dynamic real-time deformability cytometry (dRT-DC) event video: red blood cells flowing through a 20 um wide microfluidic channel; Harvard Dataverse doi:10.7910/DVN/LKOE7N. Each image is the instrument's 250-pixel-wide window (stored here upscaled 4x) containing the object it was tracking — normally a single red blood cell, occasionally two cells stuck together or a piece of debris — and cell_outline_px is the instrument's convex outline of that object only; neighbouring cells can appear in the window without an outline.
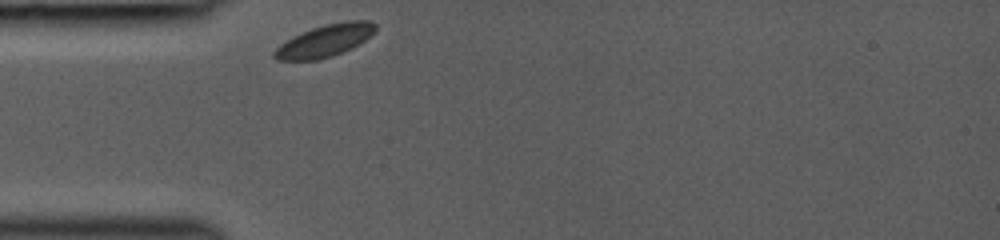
{"species": "common noctule bat (a hibernating species)", "species_latin": "Nyctalus noctula", "temperature_condition": "room temperature", "stored_images_in_passage": 59, "camera_frame_rate_fps": 3000, "um_per_image_px": 0.085, "animal": {"sex": "female", "body_mass_g": 19.0, "forearm_length_mm": 53.3}, "frame": {"image": 1, "passage_image": 1, "time_ms": 0.0, "image_size_px": [1000, 240], "cell_outline_px": [[376, 28], [364, 40], [352, 48], [332, 56], [316, 60], [276, 60], [272, 56], [272, 52], [280, 44], [292, 36], [312, 28], [324, 24], [344, 20], [368, 20], [376, 24]], "centroid_in_image_um": [27.57, 3.45], "position_along_channel_um": 57.4, "area_um2": 18.96}}
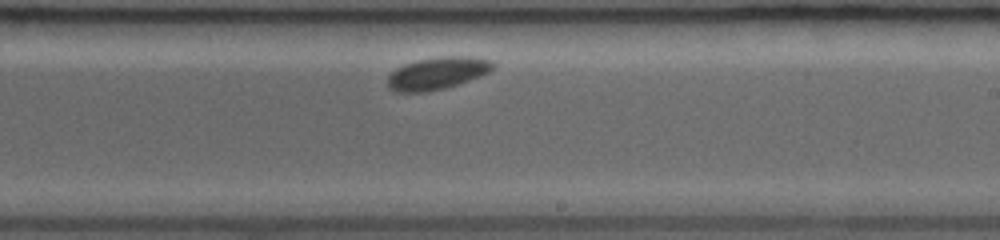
{"frame": {"image": 2, "passage_image": 38, "time_ms": 5.0, "image_size_px": [1000, 240], "cell_outline_px": [[496, 64], [488, 72], [480, 76], [460, 84], [428, 92], [396, 92], [388, 88], [388, 76], [396, 68], [404, 64], [416, 60], [444, 56], [472, 56], [492, 60]], "centroid_in_image_um": [37.18, 6.22], "position_along_channel_um": 251.8, "area_um2": 20.0}}
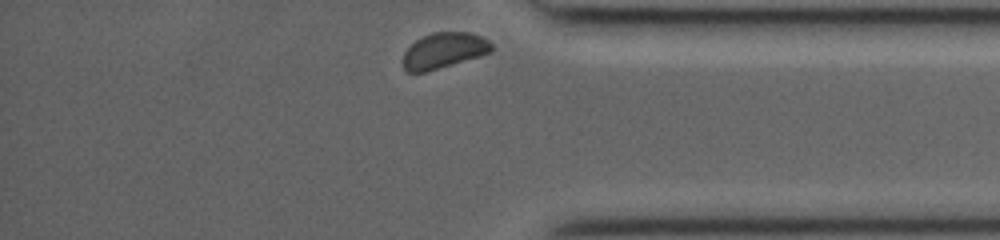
{"frame": {"image": 3, "passage_image": 58, "time_ms": 8.667, "image_size_px": [1000, 240], "cell_outline_px": [[492, 52], [480, 56], [424, 72], [408, 72], [404, 68], [404, 52], [416, 40], [432, 32], [468, 32], [480, 36], [488, 40], [492, 44]], "centroid_in_image_um": [37.75, 4.28], "position_along_channel_um": 397.5, "area_um2": 18.09}}